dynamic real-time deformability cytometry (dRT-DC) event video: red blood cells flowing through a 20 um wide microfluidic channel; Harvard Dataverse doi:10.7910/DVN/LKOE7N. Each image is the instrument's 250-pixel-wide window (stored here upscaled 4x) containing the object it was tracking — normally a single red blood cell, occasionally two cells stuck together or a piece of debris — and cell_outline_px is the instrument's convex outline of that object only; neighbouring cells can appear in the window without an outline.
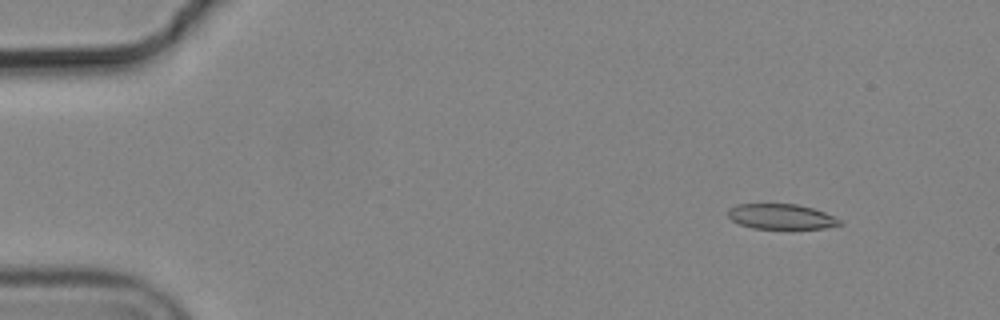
{"species": "common noctule bat (a hibernating species)", "species_latin": "Nyctalus noctula", "temperature_condition": "cold", "stored_images_in_passage": 4, "camera_frame_rate_fps": 3000, "um_per_image_px": 0.085, "animal": {"sex": "male", "body_mass_g": 19.2, "forearm_length_mm": 51.8}, "frame": {"image": 1, "passage_image": 1, "time_ms": 0.0, "image_size_px": [1000, 320], "cell_outline_px": [[840, 224], [824, 228], [752, 228], [740, 224], [732, 220], [728, 216], [728, 208], [736, 204], [796, 204], [812, 208], [824, 212], [840, 220]], "centroid_in_image_um": [66.34, 18.4], "position_along_channel_um": 18.7, "area_um2": 16.13}}
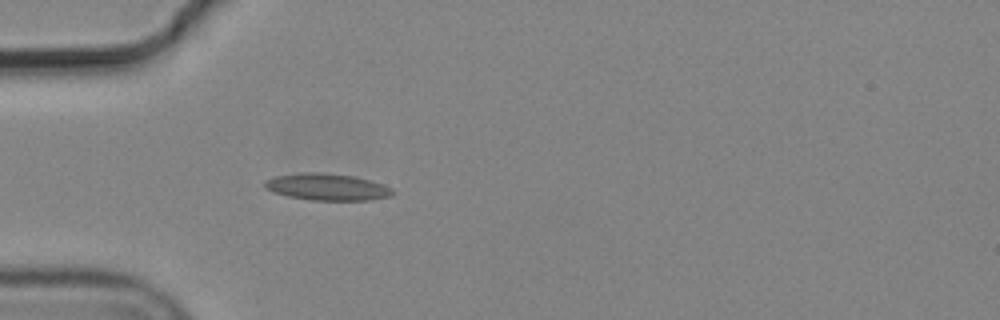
{"frame": {"image": 2, "passage_image": 4, "time_ms": 1.0, "image_size_px": [1000, 320], "cell_outline_px": [[396, 192], [392, 196], [368, 200], [312, 200], [288, 196], [264, 188], [264, 180], [276, 176], [304, 172], [320, 172], [352, 176], [384, 184], [392, 188]], "centroid_in_image_um": [27.83, 15.89], "position_along_channel_um": 57.2, "area_um2": 19.88}}